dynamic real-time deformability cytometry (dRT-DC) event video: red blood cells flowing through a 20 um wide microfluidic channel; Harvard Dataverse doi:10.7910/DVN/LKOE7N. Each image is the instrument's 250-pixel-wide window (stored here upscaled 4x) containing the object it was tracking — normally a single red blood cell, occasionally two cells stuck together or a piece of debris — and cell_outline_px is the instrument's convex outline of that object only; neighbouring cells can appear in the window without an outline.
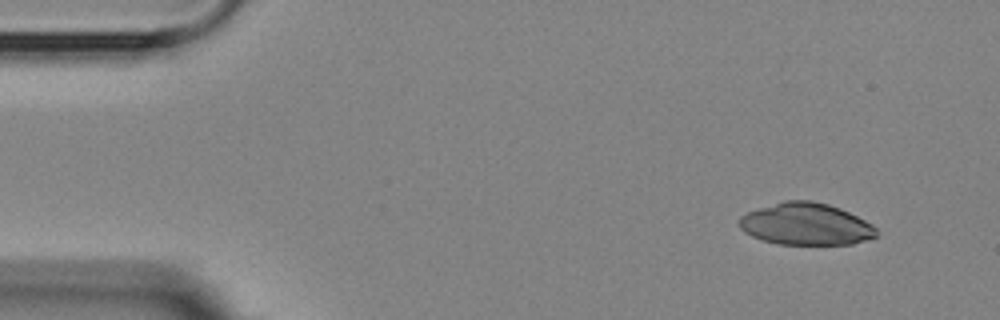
{"species": "Egyptian fruit bat (a non-hibernating species)", "species_latin": "Rousettus aegyptiacus", "temperature_condition": "room temperature", "stored_images_in_passage": 3, "camera_frame_rate_fps": 3000, "um_per_image_px": 0.085, "animal": {"sex": "female"}, "frame": {"image": 1, "passage_image": 1, "time_ms": 0.0, "image_size_px": [1000, 320], "cell_outline_px": [[880, 236], [868, 240], [852, 244], [780, 244], [764, 240], [752, 236], [744, 232], [740, 228], [740, 216], [748, 212], [784, 200], [812, 200], [828, 204], [840, 208], [872, 224], [876, 228]], "centroid_in_image_um": [68.54, 19.05], "position_along_channel_um": 16.5, "area_um2": 33.52}}